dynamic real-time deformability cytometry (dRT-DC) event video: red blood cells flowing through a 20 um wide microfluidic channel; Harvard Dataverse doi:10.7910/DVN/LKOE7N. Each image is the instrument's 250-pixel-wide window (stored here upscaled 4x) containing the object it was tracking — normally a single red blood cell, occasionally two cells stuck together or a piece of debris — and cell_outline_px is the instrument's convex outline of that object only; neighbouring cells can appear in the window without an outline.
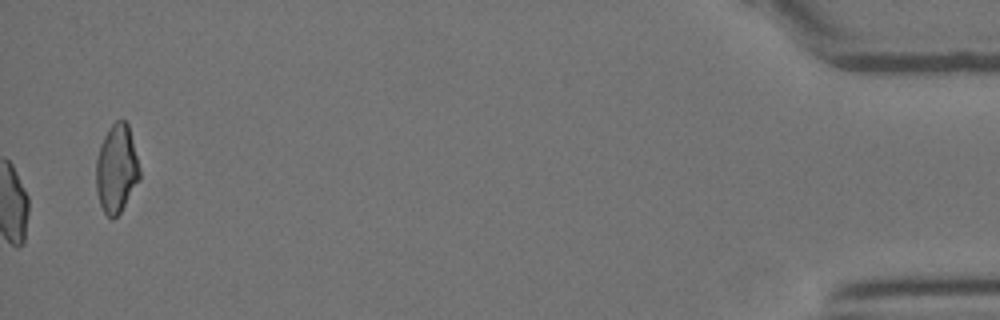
{"species": "Egyptian fruit bat (a non-hibernating species)", "species_latin": "Rousettus aegyptiacus", "temperature_condition": "room temperature", "stored_images_in_passage": 46, "camera_frame_rate_fps": 3000, "um_per_image_px": 0.085, "animal": {"sex": "female"}, "frame": {"image": 1, "passage_image": 46, "time_ms": 15.0, "image_size_px": [1000, 320], "cell_outline_px": [[140, 180], [120, 212], [112, 220], [104, 212], [100, 204], [96, 192], [96, 160], [100, 144], [108, 128], [116, 120], [124, 120], [128, 124], [140, 168]], "centroid_in_image_um": [9.9, 14.34], "position_along_channel_um": 425.3, "area_um2": 22.48}}